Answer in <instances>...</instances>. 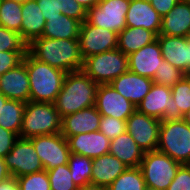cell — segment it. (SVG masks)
Here are the masks:
<instances>
[{
  "instance_id": "cell-1",
  "label": "cell",
  "mask_w": 190,
  "mask_h": 190,
  "mask_svg": "<svg viewBox=\"0 0 190 190\" xmlns=\"http://www.w3.org/2000/svg\"><path fill=\"white\" fill-rule=\"evenodd\" d=\"M27 52L36 60L66 73L81 71L83 67L78 39L37 37L28 44Z\"/></svg>"
},
{
  "instance_id": "cell-2",
  "label": "cell",
  "mask_w": 190,
  "mask_h": 190,
  "mask_svg": "<svg viewBox=\"0 0 190 190\" xmlns=\"http://www.w3.org/2000/svg\"><path fill=\"white\" fill-rule=\"evenodd\" d=\"M99 84L95 83L82 70L67 73L56 101V110L62 117L95 106Z\"/></svg>"
},
{
  "instance_id": "cell-3",
  "label": "cell",
  "mask_w": 190,
  "mask_h": 190,
  "mask_svg": "<svg viewBox=\"0 0 190 190\" xmlns=\"http://www.w3.org/2000/svg\"><path fill=\"white\" fill-rule=\"evenodd\" d=\"M22 62L26 65L33 102L54 103L62 89L66 72L33 58L28 52Z\"/></svg>"
},
{
  "instance_id": "cell-4",
  "label": "cell",
  "mask_w": 190,
  "mask_h": 190,
  "mask_svg": "<svg viewBox=\"0 0 190 190\" xmlns=\"http://www.w3.org/2000/svg\"><path fill=\"white\" fill-rule=\"evenodd\" d=\"M61 121L54 103L28 101L23 113L20 137L61 133Z\"/></svg>"
},
{
  "instance_id": "cell-5",
  "label": "cell",
  "mask_w": 190,
  "mask_h": 190,
  "mask_svg": "<svg viewBox=\"0 0 190 190\" xmlns=\"http://www.w3.org/2000/svg\"><path fill=\"white\" fill-rule=\"evenodd\" d=\"M157 150L181 164H190V125L183 119L161 120Z\"/></svg>"
},
{
  "instance_id": "cell-6",
  "label": "cell",
  "mask_w": 190,
  "mask_h": 190,
  "mask_svg": "<svg viewBox=\"0 0 190 190\" xmlns=\"http://www.w3.org/2000/svg\"><path fill=\"white\" fill-rule=\"evenodd\" d=\"M128 70V56L117 48L83 60L82 71L97 84H110Z\"/></svg>"
},
{
  "instance_id": "cell-7",
  "label": "cell",
  "mask_w": 190,
  "mask_h": 190,
  "mask_svg": "<svg viewBox=\"0 0 190 190\" xmlns=\"http://www.w3.org/2000/svg\"><path fill=\"white\" fill-rule=\"evenodd\" d=\"M182 164L158 150L144 152L140 168L147 187L167 190Z\"/></svg>"
},
{
  "instance_id": "cell-8",
  "label": "cell",
  "mask_w": 190,
  "mask_h": 190,
  "mask_svg": "<svg viewBox=\"0 0 190 190\" xmlns=\"http://www.w3.org/2000/svg\"><path fill=\"white\" fill-rule=\"evenodd\" d=\"M137 110L159 120L183 119L179 107L172 98L171 87L155 83L137 106Z\"/></svg>"
},
{
  "instance_id": "cell-9",
  "label": "cell",
  "mask_w": 190,
  "mask_h": 190,
  "mask_svg": "<svg viewBox=\"0 0 190 190\" xmlns=\"http://www.w3.org/2000/svg\"><path fill=\"white\" fill-rule=\"evenodd\" d=\"M130 0H100L87 11V22L119 34L126 26Z\"/></svg>"
},
{
  "instance_id": "cell-10",
  "label": "cell",
  "mask_w": 190,
  "mask_h": 190,
  "mask_svg": "<svg viewBox=\"0 0 190 190\" xmlns=\"http://www.w3.org/2000/svg\"><path fill=\"white\" fill-rule=\"evenodd\" d=\"M4 160L10 175L16 178L44 170L29 138L19 137Z\"/></svg>"
},
{
  "instance_id": "cell-11",
  "label": "cell",
  "mask_w": 190,
  "mask_h": 190,
  "mask_svg": "<svg viewBox=\"0 0 190 190\" xmlns=\"http://www.w3.org/2000/svg\"><path fill=\"white\" fill-rule=\"evenodd\" d=\"M29 139L46 171L68 164L71 152L67 139L61 133L34 136Z\"/></svg>"
},
{
  "instance_id": "cell-12",
  "label": "cell",
  "mask_w": 190,
  "mask_h": 190,
  "mask_svg": "<svg viewBox=\"0 0 190 190\" xmlns=\"http://www.w3.org/2000/svg\"><path fill=\"white\" fill-rule=\"evenodd\" d=\"M118 34L111 30L81 23L78 36L80 54L83 60L94 54L103 53L117 48Z\"/></svg>"
},
{
  "instance_id": "cell-13",
  "label": "cell",
  "mask_w": 190,
  "mask_h": 190,
  "mask_svg": "<svg viewBox=\"0 0 190 190\" xmlns=\"http://www.w3.org/2000/svg\"><path fill=\"white\" fill-rule=\"evenodd\" d=\"M161 120L137 109L126 120V131L144 151L157 150Z\"/></svg>"
},
{
  "instance_id": "cell-14",
  "label": "cell",
  "mask_w": 190,
  "mask_h": 190,
  "mask_svg": "<svg viewBox=\"0 0 190 190\" xmlns=\"http://www.w3.org/2000/svg\"><path fill=\"white\" fill-rule=\"evenodd\" d=\"M95 107L101 115L121 120H127L137 109L130 100L118 93L110 84H99Z\"/></svg>"
},
{
  "instance_id": "cell-15",
  "label": "cell",
  "mask_w": 190,
  "mask_h": 190,
  "mask_svg": "<svg viewBox=\"0 0 190 190\" xmlns=\"http://www.w3.org/2000/svg\"><path fill=\"white\" fill-rule=\"evenodd\" d=\"M158 39L128 55L129 71L153 79L163 61Z\"/></svg>"
},
{
  "instance_id": "cell-16",
  "label": "cell",
  "mask_w": 190,
  "mask_h": 190,
  "mask_svg": "<svg viewBox=\"0 0 190 190\" xmlns=\"http://www.w3.org/2000/svg\"><path fill=\"white\" fill-rule=\"evenodd\" d=\"M157 39L163 59L186 75H190V44L187 37L159 34Z\"/></svg>"
},
{
  "instance_id": "cell-17",
  "label": "cell",
  "mask_w": 190,
  "mask_h": 190,
  "mask_svg": "<svg viewBox=\"0 0 190 190\" xmlns=\"http://www.w3.org/2000/svg\"><path fill=\"white\" fill-rule=\"evenodd\" d=\"M0 92L8 99L27 103L30 99V83L26 65L21 62L0 76Z\"/></svg>"
},
{
  "instance_id": "cell-18",
  "label": "cell",
  "mask_w": 190,
  "mask_h": 190,
  "mask_svg": "<svg viewBox=\"0 0 190 190\" xmlns=\"http://www.w3.org/2000/svg\"><path fill=\"white\" fill-rule=\"evenodd\" d=\"M71 153L94 159L110 151V140L100 131L81 133L67 138Z\"/></svg>"
},
{
  "instance_id": "cell-19",
  "label": "cell",
  "mask_w": 190,
  "mask_h": 190,
  "mask_svg": "<svg viewBox=\"0 0 190 190\" xmlns=\"http://www.w3.org/2000/svg\"><path fill=\"white\" fill-rule=\"evenodd\" d=\"M101 114L95 106L62 117L61 134L67 139L81 133L99 131Z\"/></svg>"
},
{
  "instance_id": "cell-20",
  "label": "cell",
  "mask_w": 190,
  "mask_h": 190,
  "mask_svg": "<svg viewBox=\"0 0 190 190\" xmlns=\"http://www.w3.org/2000/svg\"><path fill=\"white\" fill-rule=\"evenodd\" d=\"M110 85L137 107L150 91L153 80L128 70L115 78Z\"/></svg>"
},
{
  "instance_id": "cell-21",
  "label": "cell",
  "mask_w": 190,
  "mask_h": 190,
  "mask_svg": "<svg viewBox=\"0 0 190 190\" xmlns=\"http://www.w3.org/2000/svg\"><path fill=\"white\" fill-rule=\"evenodd\" d=\"M162 17L152 7L149 0H130L126 15L127 27H142L160 33Z\"/></svg>"
},
{
  "instance_id": "cell-22",
  "label": "cell",
  "mask_w": 190,
  "mask_h": 190,
  "mask_svg": "<svg viewBox=\"0 0 190 190\" xmlns=\"http://www.w3.org/2000/svg\"><path fill=\"white\" fill-rule=\"evenodd\" d=\"M159 34L178 37L190 35V0H180L162 17Z\"/></svg>"
},
{
  "instance_id": "cell-23",
  "label": "cell",
  "mask_w": 190,
  "mask_h": 190,
  "mask_svg": "<svg viewBox=\"0 0 190 190\" xmlns=\"http://www.w3.org/2000/svg\"><path fill=\"white\" fill-rule=\"evenodd\" d=\"M128 167L110 153L92 159L90 184L108 187Z\"/></svg>"
},
{
  "instance_id": "cell-24",
  "label": "cell",
  "mask_w": 190,
  "mask_h": 190,
  "mask_svg": "<svg viewBox=\"0 0 190 190\" xmlns=\"http://www.w3.org/2000/svg\"><path fill=\"white\" fill-rule=\"evenodd\" d=\"M109 153L117 157L128 168L140 167L144 155V151L127 131L110 140Z\"/></svg>"
},
{
  "instance_id": "cell-25",
  "label": "cell",
  "mask_w": 190,
  "mask_h": 190,
  "mask_svg": "<svg viewBox=\"0 0 190 190\" xmlns=\"http://www.w3.org/2000/svg\"><path fill=\"white\" fill-rule=\"evenodd\" d=\"M21 12V38L29 44L35 38L42 36L46 20L37 2L33 0L23 3Z\"/></svg>"
},
{
  "instance_id": "cell-26",
  "label": "cell",
  "mask_w": 190,
  "mask_h": 190,
  "mask_svg": "<svg viewBox=\"0 0 190 190\" xmlns=\"http://www.w3.org/2000/svg\"><path fill=\"white\" fill-rule=\"evenodd\" d=\"M157 35L142 27H125L117 39V49L125 55L138 51L147 44L155 41Z\"/></svg>"
},
{
  "instance_id": "cell-27",
  "label": "cell",
  "mask_w": 190,
  "mask_h": 190,
  "mask_svg": "<svg viewBox=\"0 0 190 190\" xmlns=\"http://www.w3.org/2000/svg\"><path fill=\"white\" fill-rule=\"evenodd\" d=\"M81 22L66 15L47 18L42 37L51 39H78Z\"/></svg>"
},
{
  "instance_id": "cell-28",
  "label": "cell",
  "mask_w": 190,
  "mask_h": 190,
  "mask_svg": "<svg viewBox=\"0 0 190 190\" xmlns=\"http://www.w3.org/2000/svg\"><path fill=\"white\" fill-rule=\"evenodd\" d=\"M25 106L23 101L8 99L0 110V126L20 137Z\"/></svg>"
},
{
  "instance_id": "cell-29",
  "label": "cell",
  "mask_w": 190,
  "mask_h": 190,
  "mask_svg": "<svg viewBox=\"0 0 190 190\" xmlns=\"http://www.w3.org/2000/svg\"><path fill=\"white\" fill-rule=\"evenodd\" d=\"M71 177L78 187L91 182L92 159L86 156L71 153L68 160Z\"/></svg>"
},
{
  "instance_id": "cell-30",
  "label": "cell",
  "mask_w": 190,
  "mask_h": 190,
  "mask_svg": "<svg viewBox=\"0 0 190 190\" xmlns=\"http://www.w3.org/2000/svg\"><path fill=\"white\" fill-rule=\"evenodd\" d=\"M22 4L10 1L0 0V26L8 30L15 31L21 36L22 24Z\"/></svg>"
},
{
  "instance_id": "cell-31",
  "label": "cell",
  "mask_w": 190,
  "mask_h": 190,
  "mask_svg": "<svg viewBox=\"0 0 190 190\" xmlns=\"http://www.w3.org/2000/svg\"><path fill=\"white\" fill-rule=\"evenodd\" d=\"M146 183L140 167L127 168L108 187L107 190H145Z\"/></svg>"
},
{
  "instance_id": "cell-32",
  "label": "cell",
  "mask_w": 190,
  "mask_h": 190,
  "mask_svg": "<svg viewBox=\"0 0 190 190\" xmlns=\"http://www.w3.org/2000/svg\"><path fill=\"white\" fill-rule=\"evenodd\" d=\"M51 190H78L74 183L68 164L59 165L47 171Z\"/></svg>"
},
{
  "instance_id": "cell-33",
  "label": "cell",
  "mask_w": 190,
  "mask_h": 190,
  "mask_svg": "<svg viewBox=\"0 0 190 190\" xmlns=\"http://www.w3.org/2000/svg\"><path fill=\"white\" fill-rule=\"evenodd\" d=\"M186 74L174 67L172 64L163 60L161 66L158 67L154 77L153 83L173 87L178 81H181Z\"/></svg>"
},
{
  "instance_id": "cell-34",
  "label": "cell",
  "mask_w": 190,
  "mask_h": 190,
  "mask_svg": "<svg viewBox=\"0 0 190 190\" xmlns=\"http://www.w3.org/2000/svg\"><path fill=\"white\" fill-rule=\"evenodd\" d=\"M20 190H51L47 171L44 169L17 178Z\"/></svg>"
},
{
  "instance_id": "cell-35",
  "label": "cell",
  "mask_w": 190,
  "mask_h": 190,
  "mask_svg": "<svg viewBox=\"0 0 190 190\" xmlns=\"http://www.w3.org/2000/svg\"><path fill=\"white\" fill-rule=\"evenodd\" d=\"M172 98L180 113L184 115L190 109V75H186L171 87Z\"/></svg>"
},
{
  "instance_id": "cell-36",
  "label": "cell",
  "mask_w": 190,
  "mask_h": 190,
  "mask_svg": "<svg viewBox=\"0 0 190 190\" xmlns=\"http://www.w3.org/2000/svg\"><path fill=\"white\" fill-rule=\"evenodd\" d=\"M27 46L20 34L0 26V51H27Z\"/></svg>"
},
{
  "instance_id": "cell-37",
  "label": "cell",
  "mask_w": 190,
  "mask_h": 190,
  "mask_svg": "<svg viewBox=\"0 0 190 190\" xmlns=\"http://www.w3.org/2000/svg\"><path fill=\"white\" fill-rule=\"evenodd\" d=\"M99 131L102 132L109 140H112L126 131V120L102 115Z\"/></svg>"
},
{
  "instance_id": "cell-38",
  "label": "cell",
  "mask_w": 190,
  "mask_h": 190,
  "mask_svg": "<svg viewBox=\"0 0 190 190\" xmlns=\"http://www.w3.org/2000/svg\"><path fill=\"white\" fill-rule=\"evenodd\" d=\"M58 9L63 15L83 23L87 20V10L76 2V0H56Z\"/></svg>"
},
{
  "instance_id": "cell-39",
  "label": "cell",
  "mask_w": 190,
  "mask_h": 190,
  "mask_svg": "<svg viewBox=\"0 0 190 190\" xmlns=\"http://www.w3.org/2000/svg\"><path fill=\"white\" fill-rule=\"evenodd\" d=\"M27 51H0V76L22 62Z\"/></svg>"
},
{
  "instance_id": "cell-40",
  "label": "cell",
  "mask_w": 190,
  "mask_h": 190,
  "mask_svg": "<svg viewBox=\"0 0 190 190\" xmlns=\"http://www.w3.org/2000/svg\"><path fill=\"white\" fill-rule=\"evenodd\" d=\"M167 190H190V164H182Z\"/></svg>"
},
{
  "instance_id": "cell-41",
  "label": "cell",
  "mask_w": 190,
  "mask_h": 190,
  "mask_svg": "<svg viewBox=\"0 0 190 190\" xmlns=\"http://www.w3.org/2000/svg\"><path fill=\"white\" fill-rule=\"evenodd\" d=\"M19 136L9 130L4 129L0 126V156L5 157L10 150L13 148L14 143Z\"/></svg>"
},
{
  "instance_id": "cell-42",
  "label": "cell",
  "mask_w": 190,
  "mask_h": 190,
  "mask_svg": "<svg viewBox=\"0 0 190 190\" xmlns=\"http://www.w3.org/2000/svg\"><path fill=\"white\" fill-rule=\"evenodd\" d=\"M37 4L45 20H47V18L59 17V15L62 14L61 10L58 9L56 0H40Z\"/></svg>"
},
{
  "instance_id": "cell-43",
  "label": "cell",
  "mask_w": 190,
  "mask_h": 190,
  "mask_svg": "<svg viewBox=\"0 0 190 190\" xmlns=\"http://www.w3.org/2000/svg\"><path fill=\"white\" fill-rule=\"evenodd\" d=\"M180 0H150L152 7L164 17Z\"/></svg>"
},
{
  "instance_id": "cell-44",
  "label": "cell",
  "mask_w": 190,
  "mask_h": 190,
  "mask_svg": "<svg viewBox=\"0 0 190 190\" xmlns=\"http://www.w3.org/2000/svg\"><path fill=\"white\" fill-rule=\"evenodd\" d=\"M0 190H20L17 178L10 176L8 179L0 182Z\"/></svg>"
},
{
  "instance_id": "cell-45",
  "label": "cell",
  "mask_w": 190,
  "mask_h": 190,
  "mask_svg": "<svg viewBox=\"0 0 190 190\" xmlns=\"http://www.w3.org/2000/svg\"><path fill=\"white\" fill-rule=\"evenodd\" d=\"M10 176L11 175L6 167L4 157L0 156V182L8 179Z\"/></svg>"
},
{
  "instance_id": "cell-46",
  "label": "cell",
  "mask_w": 190,
  "mask_h": 190,
  "mask_svg": "<svg viewBox=\"0 0 190 190\" xmlns=\"http://www.w3.org/2000/svg\"><path fill=\"white\" fill-rule=\"evenodd\" d=\"M100 0H76L77 3L82 5L87 11L98 4Z\"/></svg>"
},
{
  "instance_id": "cell-47",
  "label": "cell",
  "mask_w": 190,
  "mask_h": 190,
  "mask_svg": "<svg viewBox=\"0 0 190 190\" xmlns=\"http://www.w3.org/2000/svg\"><path fill=\"white\" fill-rule=\"evenodd\" d=\"M78 190H107V187L98 186L94 184H88L82 187H78Z\"/></svg>"
},
{
  "instance_id": "cell-48",
  "label": "cell",
  "mask_w": 190,
  "mask_h": 190,
  "mask_svg": "<svg viewBox=\"0 0 190 190\" xmlns=\"http://www.w3.org/2000/svg\"><path fill=\"white\" fill-rule=\"evenodd\" d=\"M183 120L190 125V109L183 115Z\"/></svg>"
},
{
  "instance_id": "cell-49",
  "label": "cell",
  "mask_w": 190,
  "mask_h": 190,
  "mask_svg": "<svg viewBox=\"0 0 190 190\" xmlns=\"http://www.w3.org/2000/svg\"><path fill=\"white\" fill-rule=\"evenodd\" d=\"M8 100L1 92H0V110L3 106V104Z\"/></svg>"
},
{
  "instance_id": "cell-50",
  "label": "cell",
  "mask_w": 190,
  "mask_h": 190,
  "mask_svg": "<svg viewBox=\"0 0 190 190\" xmlns=\"http://www.w3.org/2000/svg\"><path fill=\"white\" fill-rule=\"evenodd\" d=\"M10 1H14V2H17V3L23 4L28 0H10Z\"/></svg>"
},
{
  "instance_id": "cell-51",
  "label": "cell",
  "mask_w": 190,
  "mask_h": 190,
  "mask_svg": "<svg viewBox=\"0 0 190 190\" xmlns=\"http://www.w3.org/2000/svg\"><path fill=\"white\" fill-rule=\"evenodd\" d=\"M145 190H158V189H154V188L146 187Z\"/></svg>"
},
{
  "instance_id": "cell-52",
  "label": "cell",
  "mask_w": 190,
  "mask_h": 190,
  "mask_svg": "<svg viewBox=\"0 0 190 190\" xmlns=\"http://www.w3.org/2000/svg\"><path fill=\"white\" fill-rule=\"evenodd\" d=\"M188 43L190 44V35L187 37Z\"/></svg>"
}]
</instances>
